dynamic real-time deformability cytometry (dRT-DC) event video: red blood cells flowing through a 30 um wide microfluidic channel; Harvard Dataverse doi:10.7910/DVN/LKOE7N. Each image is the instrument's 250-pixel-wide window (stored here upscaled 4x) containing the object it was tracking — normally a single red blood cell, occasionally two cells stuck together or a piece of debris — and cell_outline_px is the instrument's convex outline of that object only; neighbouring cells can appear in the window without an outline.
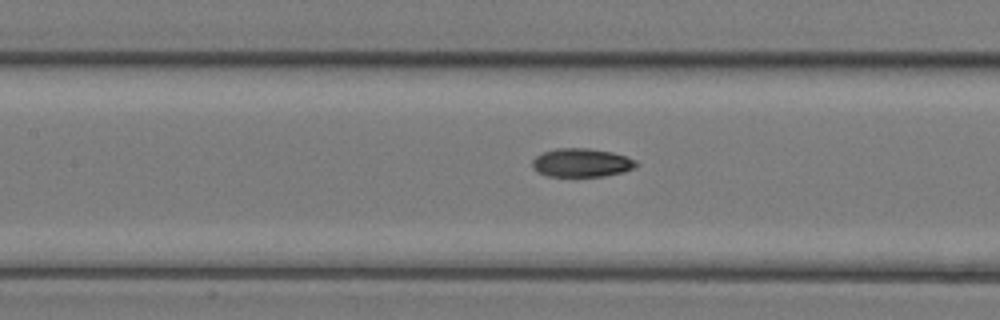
{"species": "common noctule bat (a hibernating species)", "species_latin": "Nyctalus noctula", "temperature_condition": "room temperature", "stored_images_in_passage": 36, "camera_frame_rate_fps": 3000, "um_per_image_px": 0.085, "animal": {"sex": "female", "body_mass_g": 17.0, "forearm_length_mm": 48.0}, "frame": {"image": 1, "passage_image": 21, "time_ms": 6.667, "image_size_px": [1000, 320], "cell_outline_px": [[640, 164], [636, 168], [624, 172], [604, 176], [548, 176], [532, 168], [532, 160], [536, 156], [544, 152], [556, 148], [588, 148], [612, 152], [636, 160]], "centroid_in_image_um": [49.47, 13.83], "position_along_channel_um": 157.9, "area_um2": 17.34}}